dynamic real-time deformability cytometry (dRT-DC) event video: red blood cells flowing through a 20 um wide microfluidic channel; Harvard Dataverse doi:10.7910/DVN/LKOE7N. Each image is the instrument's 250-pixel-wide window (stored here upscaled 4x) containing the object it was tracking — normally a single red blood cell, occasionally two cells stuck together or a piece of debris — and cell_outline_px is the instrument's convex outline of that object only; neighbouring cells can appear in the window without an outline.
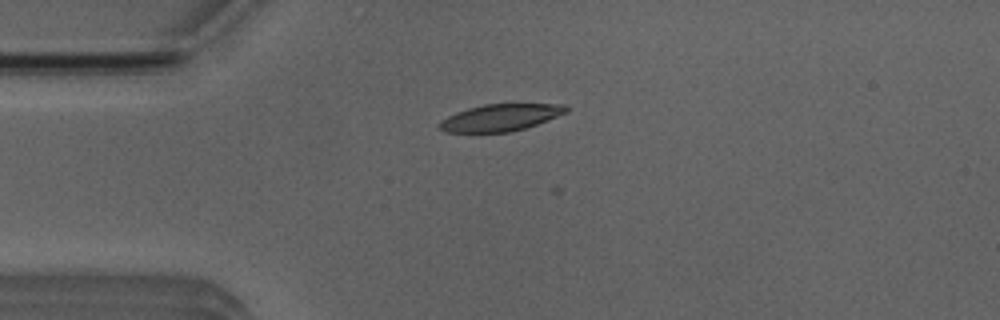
{"species": "Egyptian fruit bat (a non-hibernating species)", "species_latin": "Rousettus aegyptiacus", "temperature_condition": "room temperature", "stored_images_in_passage": 2, "camera_frame_rate_fps": 3000, "um_per_image_px": 0.085, "animal": {"sex": "male"}, "frame": {"image": 1, "passage_image": 1, "time_ms": 0.0, "image_size_px": [1000, 320], "cell_outline_px": [[568, 112], [536, 124], [512, 132], [444, 132], [436, 124], [440, 120], [456, 112], [468, 108], [484, 104], [564, 104], [568, 108]], "centroid_in_image_um": [42.5, 9.99], "position_along_channel_um": 42.5, "area_um2": 19.83}}